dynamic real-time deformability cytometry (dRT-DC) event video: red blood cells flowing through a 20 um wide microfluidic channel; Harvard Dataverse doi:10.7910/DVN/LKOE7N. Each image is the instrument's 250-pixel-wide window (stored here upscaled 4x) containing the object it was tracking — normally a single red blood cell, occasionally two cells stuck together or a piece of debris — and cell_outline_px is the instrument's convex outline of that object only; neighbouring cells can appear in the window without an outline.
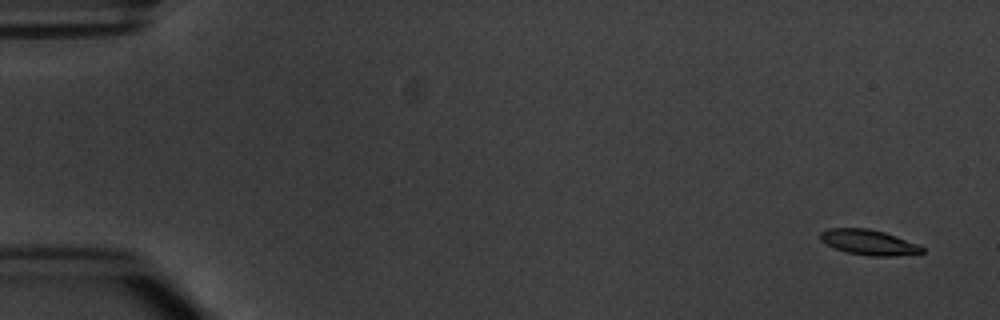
{"species": "common noctule bat (a hibernating species)", "species_latin": "Nyctalus noctula", "temperature_condition": "warm", "stored_images_in_passage": 3, "camera_frame_rate_fps": 3000, "um_per_image_px": 0.085, "animal": {"sex": "male", "body_mass_g": 20.1, "forearm_length_mm": 53.5}, "frame": {"image": 1, "passage_image": 1, "time_ms": 0.0, "image_size_px": [1000, 320], "cell_outline_px": [[924, 252], [888, 256], [868, 256], [848, 252], [836, 248], [820, 240], [820, 232], [828, 228], [868, 228], [884, 232], [896, 236], [916, 244], [924, 248]], "centroid_in_image_um": [73.81, 20.58], "position_along_channel_um": 11.2, "area_um2": 14.68}}